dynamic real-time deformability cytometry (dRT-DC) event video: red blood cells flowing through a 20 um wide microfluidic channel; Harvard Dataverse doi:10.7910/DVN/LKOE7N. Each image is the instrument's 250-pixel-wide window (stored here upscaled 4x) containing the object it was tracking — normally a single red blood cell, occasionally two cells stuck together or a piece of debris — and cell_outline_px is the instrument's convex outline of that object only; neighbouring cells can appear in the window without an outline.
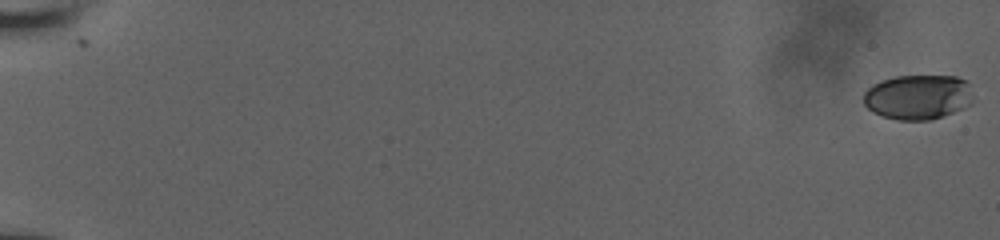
{"species": "human", "species_latin": "Homo sapiens", "temperature_condition": "room temperature", "stored_images_in_passage": 15, "camera_frame_rate_fps": 3000, "um_per_image_px": 0.085, "donor": {"sex": "male"}, "frame": {"image": 1, "passage_image": 1, "time_ms": 0.0, "image_size_px": [1000, 240], "cell_outline_px": [[972, 104], [952, 112], [928, 120], [900, 120], [884, 116], [872, 112], [864, 104], [864, 92], [872, 84], [880, 80], [896, 76], [956, 76], [968, 80], [972, 96]], "centroid_in_image_um": [78.02, 8.23], "position_along_channel_um": 7.0, "area_um2": 28.67}}
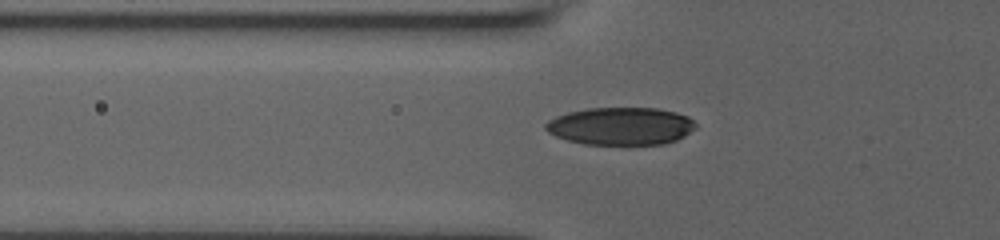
{"frame": {"image": 2, "passage_image": 11, "time_ms": 7.667, "image_size_px": [1000, 240], "cell_outline_px": [[696, 128], [684, 136], [676, 140], [664, 144], [584, 144], [568, 140], [556, 136], [548, 132], [544, 128], [544, 124], [548, 120], [556, 116], [568, 112], [588, 108], [656, 108], [676, 112], [688, 116], [696, 124]], "centroid_in_image_um": [52.76, 10.71], "position_along_channel_um": 73.0, "area_um2": 32.95}}
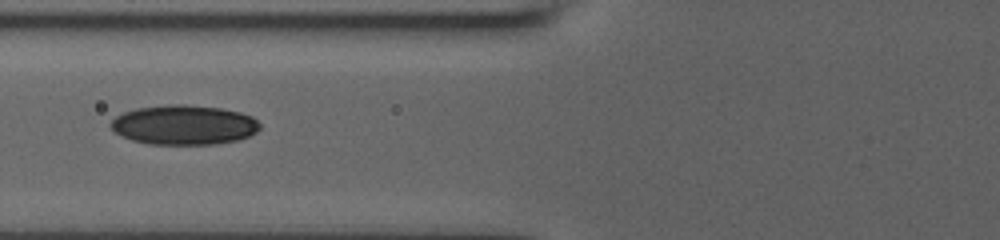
{"frame": {"image": 3, "passage_image": 13, "time_ms": 8.667, "image_size_px": [1000, 240], "cell_outline_px": [[260, 128], [256, 132], [240, 140], [216, 144], [148, 144], [132, 140], [116, 132], [108, 124], [116, 116], [124, 112], [136, 108], [168, 104], [184, 104], [220, 108], [240, 112], [252, 116], [260, 124]], "centroid_in_image_um": [15.65, 10.61], "position_along_channel_um": 110.2, "area_um2": 34.51}}